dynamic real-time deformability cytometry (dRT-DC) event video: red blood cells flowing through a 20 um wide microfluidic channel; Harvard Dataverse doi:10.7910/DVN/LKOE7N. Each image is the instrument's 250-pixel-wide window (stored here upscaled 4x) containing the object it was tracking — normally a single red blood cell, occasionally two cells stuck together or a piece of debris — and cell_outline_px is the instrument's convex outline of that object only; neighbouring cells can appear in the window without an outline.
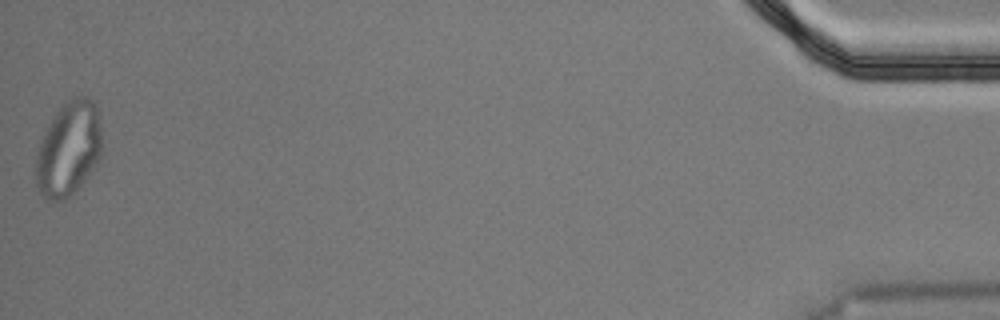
{"species": "Egyptian fruit bat (a non-hibernating species)", "species_latin": "Rousettus aegyptiacus", "temperature_condition": "cold", "stored_images_in_passage": 56, "segment_of_instrument_passage": [2, 2], "camera_frame_rate_fps": 3000, "um_per_image_px": 0.085, "animal": {"sex": "male"}, "frame": {"image": 1, "passage_image": 56, "time_ms": 18.333, "image_size_px": [1000, 320], "cell_outline_px": [[100, 160], [84, 180], [64, 200], [44, 200], [36, 184], [36, 156], [40, 140], [56, 112], [68, 100], [76, 96], [84, 96], [92, 100], [96, 104], [100, 124]], "centroid_in_image_um": [5.82, 12.66], "position_along_channel_um": 429.4, "area_um2": 35.95}}